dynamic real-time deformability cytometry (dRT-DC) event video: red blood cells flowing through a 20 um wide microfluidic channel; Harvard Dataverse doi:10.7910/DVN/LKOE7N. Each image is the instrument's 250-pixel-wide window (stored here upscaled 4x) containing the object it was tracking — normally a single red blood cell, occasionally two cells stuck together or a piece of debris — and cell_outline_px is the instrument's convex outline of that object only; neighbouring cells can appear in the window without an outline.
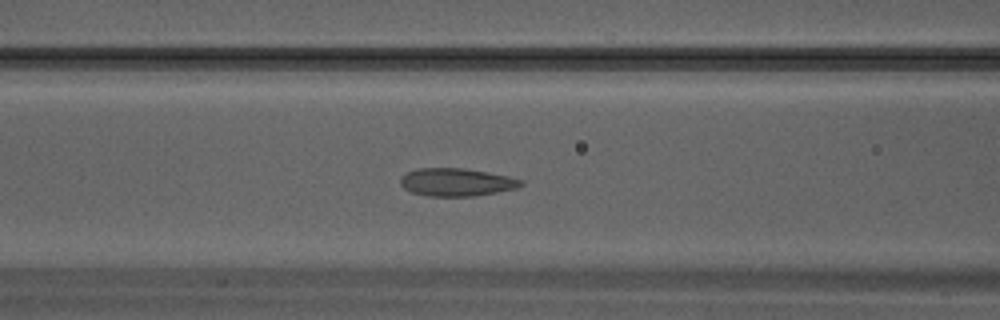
{"species": "Egyptian fruit bat (a non-hibernating species)", "species_latin": "Rousettus aegyptiacus", "temperature_condition": "warm", "stored_images_in_passage": 31, "camera_frame_rate_fps": 3000, "um_per_image_px": 0.085, "animal": {"sex": "male"}, "frame": {"image": 1, "passage_image": 12, "time_ms": 3.667, "image_size_px": [1000, 320], "cell_outline_px": [[524, 184], [516, 188], [496, 192], [472, 196], [428, 196], [412, 192], [404, 188], [400, 184], [400, 180], [408, 172], [416, 168], [464, 168], [488, 172], [508, 176], [524, 180]], "centroid_in_image_um": [38.82, 15.48], "position_along_channel_um": 127.8, "area_um2": 19.48}}
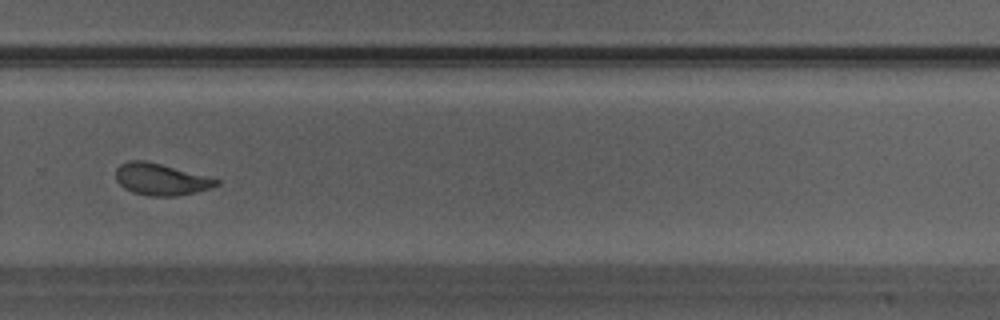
{"frame": {"image": 2, "passage_image": 21, "time_ms": 6.667, "image_size_px": [1000, 320], "cell_outline_px": [[220, 184], [196, 192], [176, 196], [148, 196], [132, 192], [124, 188], [116, 180], [116, 168], [120, 164], [128, 160], [144, 160], [160, 164], [220, 180]], "centroid_in_image_um": [13.62, 15.25], "position_along_channel_um": 316.2, "area_um2": 18.38}}
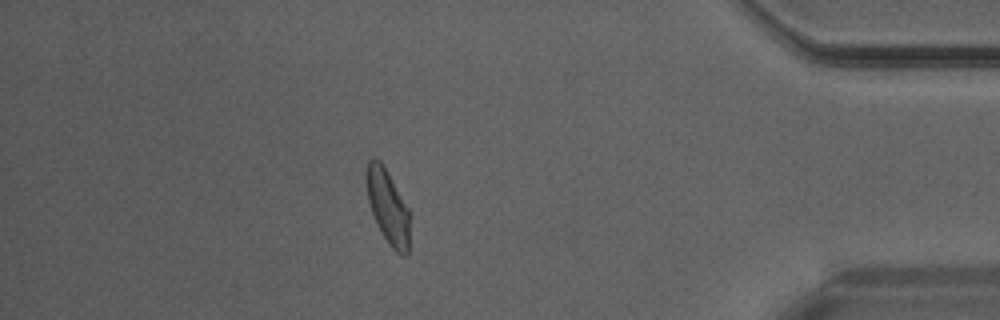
{"frame": {"image": 3, "passage_image": 27, "time_ms": 8.667, "image_size_px": [1000, 320], "cell_outline_px": [[408, 256], [404, 256], [396, 252], [388, 244], [372, 212], [368, 200], [364, 180], [364, 172], [368, 160], [372, 156], [380, 160], [408, 208]], "centroid_in_image_um": [32.91, 17.51], "position_along_channel_um": 402.3, "area_um2": 18.5}}